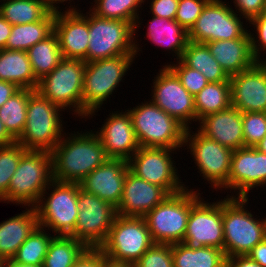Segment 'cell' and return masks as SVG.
Wrapping results in <instances>:
<instances>
[{"instance_id": "9a60e30c", "label": "cell", "mask_w": 266, "mask_h": 267, "mask_svg": "<svg viewBox=\"0 0 266 267\" xmlns=\"http://www.w3.org/2000/svg\"><path fill=\"white\" fill-rule=\"evenodd\" d=\"M180 149L140 147L128 160L129 169L137 177L162 187L169 195L185 189V184L178 173L172 153ZM175 151V152H174ZM182 181V182H181Z\"/></svg>"}, {"instance_id": "8fae6325", "label": "cell", "mask_w": 266, "mask_h": 267, "mask_svg": "<svg viewBox=\"0 0 266 267\" xmlns=\"http://www.w3.org/2000/svg\"><path fill=\"white\" fill-rule=\"evenodd\" d=\"M153 244L144 217L117 214L99 250L113 261L134 264Z\"/></svg>"}, {"instance_id": "7c38bea8", "label": "cell", "mask_w": 266, "mask_h": 267, "mask_svg": "<svg viewBox=\"0 0 266 267\" xmlns=\"http://www.w3.org/2000/svg\"><path fill=\"white\" fill-rule=\"evenodd\" d=\"M191 210V188L169 195L145 216L152 241L155 244L182 243Z\"/></svg>"}, {"instance_id": "ac0fdd59", "label": "cell", "mask_w": 266, "mask_h": 267, "mask_svg": "<svg viewBox=\"0 0 266 267\" xmlns=\"http://www.w3.org/2000/svg\"><path fill=\"white\" fill-rule=\"evenodd\" d=\"M266 187V154L255 147L233 150L228 178L231 197H250L249 192ZM235 194V195H234Z\"/></svg>"}, {"instance_id": "681fc988", "label": "cell", "mask_w": 266, "mask_h": 267, "mask_svg": "<svg viewBox=\"0 0 266 267\" xmlns=\"http://www.w3.org/2000/svg\"><path fill=\"white\" fill-rule=\"evenodd\" d=\"M227 267H262L259 263L253 261L248 255H238L228 258Z\"/></svg>"}, {"instance_id": "277c9868", "label": "cell", "mask_w": 266, "mask_h": 267, "mask_svg": "<svg viewBox=\"0 0 266 267\" xmlns=\"http://www.w3.org/2000/svg\"><path fill=\"white\" fill-rule=\"evenodd\" d=\"M53 180L52 154L49 151L28 150L20 159L8 192L0 200L22 207H35L42 192Z\"/></svg>"}, {"instance_id": "f6af8a7d", "label": "cell", "mask_w": 266, "mask_h": 267, "mask_svg": "<svg viewBox=\"0 0 266 267\" xmlns=\"http://www.w3.org/2000/svg\"><path fill=\"white\" fill-rule=\"evenodd\" d=\"M234 11L243 17L246 23L265 12L266 0H233Z\"/></svg>"}, {"instance_id": "74e56055", "label": "cell", "mask_w": 266, "mask_h": 267, "mask_svg": "<svg viewBox=\"0 0 266 267\" xmlns=\"http://www.w3.org/2000/svg\"><path fill=\"white\" fill-rule=\"evenodd\" d=\"M47 232L46 229L38 226L18 248L10 261L20 265H43L50 241L54 237Z\"/></svg>"}, {"instance_id": "816d5d0a", "label": "cell", "mask_w": 266, "mask_h": 267, "mask_svg": "<svg viewBox=\"0 0 266 267\" xmlns=\"http://www.w3.org/2000/svg\"><path fill=\"white\" fill-rule=\"evenodd\" d=\"M12 25L0 15V50L5 49Z\"/></svg>"}, {"instance_id": "83f0119b", "label": "cell", "mask_w": 266, "mask_h": 267, "mask_svg": "<svg viewBox=\"0 0 266 267\" xmlns=\"http://www.w3.org/2000/svg\"><path fill=\"white\" fill-rule=\"evenodd\" d=\"M0 80L13 83L20 89H37L39 81L35 78L27 51L0 50Z\"/></svg>"}, {"instance_id": "603a6c76", "label": "cell", "mask_w": 266, "mask_h": 267, "mask_svg": "<svg viewBox=\"0 0 266 267\" xmlns=\"http://www.w3.org/2000/svg\"><path fill=\"white\" fill-rule=\"evenodd\" d=\"M168 196L169 194L162 187L137 177L129 170L116 213L126 217H144Z\"/></svg>"}, {"instance_id": "ba28073f", "label": "cell", "mask_w": 266, "mask_h": 267, "mask_svg": "<svg viewBox=\"0 0 266 267\" xmlns=\"http://www.w3.org/2000/svg\"><path fill=\"white\" fill-rule=\"evenodd\" d=\"M89 44L87 63L119 55H140L141 45L130 22L101 18L88 10ZM141 49V50H140Z\"/></svg>"}, {"instance_id": "f5cc1de1", "label": "cell", "mask_w": 266, "mask_h": 267, "mask_svg": "<svg viewBox=\"0 0 266 267\" xmlns=\"http://www.w3.org/2000/svg\"><path fill=\"white\" fill-rule=\"evenodd\" d=\"M16 140L8 133L4 123L0 119V147L15 143Z\"/></svg>"}, {"instance_id": "680465c9", "label": "cell", "mask_w": 266, "mask_h": 267, "mask_svg": "<svg viewBox=\"0 0 266 267\" xmlns=\"http://www.w3.org/2000/svg\"><path fill=\"white\" fill-rule=\"evenodd\" d=\"M0 267H7V261H4L2 264H0Z\"/></svg>"}, {"instance_id": "11a10c76", "label": "cell", "mask_w": 266, "mask_h": 267, "mask_svg": "<svg viewBox=\"0 0 266 267\" xmlns=\"http://www.w3.org/2000/svg\"><path fill=\"white\" fill-rule=\"evenodd\" d=\"M102 267H135L130 262L113 261L102 254Z\"/></svg>"}, {"instance_id": "8d00e7d4", "label": "cell", "mask_w": 266, "mask_h": 267, "mask_svg": "<svg viewBox=\"0 0 266 267\" xmlns=\"http://www.w3.org/2000/svg\"><path fill=\"white\" fill-rule=\"evenodd\" d=\"M88 248L74 237L54 236L50 241L43 267H72Z\"/></svg>"}, {"instance_id": "9c48e42d", "label": "cell", "mask_w": 266, "mask_h": 267, "mask_svg": "<svg viewBox=\"0 0 266 267\" xmlns=\"http://www.w3.org/2000/svg\"><path fill=\"white\" fill-rule=\"evenodd\" d=\"M85 67L84 60L63 58L38 82L36 91L60 108L71 110L72 115L81 119Z\"/></svg>"}, {"instance_id": "4dcf8cb0", "label": "cell", "mask_w": 266, "mask_h": 267, "mask_svg": "<svg viewBox=\"0 0 266 267\" xmlns=\"http://www.w3.org/2000/svg\"><path fill=\"white\" fill-rule=\"evenodd\" d=\"M174 267H227L228 259L221 250L212 246L192 250L183 243L172 244Z\"/></svg>"}, {"instance_id": "6da1fadb", "label": "cell", "mask_w": 266, "mask_h": 267, "mask_svg": "<svg viewBox=\"0 0 266 267\" xmlns=\"http://www.w3.org/2000/svg\"><path fill=\"white\" fill-rule=\"evenodd\" d=\"M51 154L53 180L64 183L80 184L109 159L100 138L91 129L80 133L65 132Z\"/></svg>"}, {"instance_id": "7a4b0ae2", "label": "cell", "mask_w": 266, "mask_h": 267, "mask_svg": "<svg viewBox=\"0 0 266 267\" xmlns=\"http://www.w3.org/2000/svg\"><path fill=\"white\" fill-rule=\"evenodd\" d=\"M136 59L135 55H119L86 63L83 91L82 118L89 119L102 110V105L124 82V76Z\"/></svg>"}, {"instance_id": "836d02e7", "label": "cell", "mask_w": 266, "mask_h": 267, "mask_svg": "<svg viewBox=\"0 0 266 267\" xmlns=\"http://www.w3.org/2000/svg\"><path fill=\"white\" fill-rule=\"evenodd\" d=\"M35 78L40 81L63 59L57 35L53 32L45 40L27 50Z\"/></svg>"}, {"instance_id": "2e32d148", "label": "cell", "mask_w": 266, "mask_h": 267, "mask_svg": "<svg viewBox=\"0 0 266 267\" xmlns=\"http://www.w3.org/2000/svg\"><path fill=\"white\" fill-rule=\"evenodd\" d=\"M78 216L70 237L82 242L88 249H99L112 227L116 208L96 195L79 190Z\"/></svg>"}, {"instance_id": "d6a6232c", "label": "cell", "mask_w": 266, "mask_h": 267, "mask_svg": "<svg viewBox=\"0 0 266 267\" xmlns=\"http://www.w3.org/2000/svg\"><path fill=\"white\" fill-rule=\"evenodd\" d=\"M0 15L11 25L42 20L51 10L47 0H0Z\"/></svg>"}, {"instance_id": "ab89813d", "label": "cell", "mask_w": 266, "mask_h": 267, "mask_svg": "<svg viewBox=\"0 0 266 267\" xmlns=\"http://www.w3.org/2000/svg\"><path fill=\"white\" fill-rule=\"evenodd\" d=\"M244 147H255L266 135V112H243Z\"/></svg>"}, {"instance_id": "8992f818", "label": "cell", "mask_w": 266, "mask_h": 267, "mask_svg": "<svg viewBox=\"0 0 266 267\" xmlns=\"http://www.w3.org/2000/svg\"><path fill=\"white\" fill-rule=\"evenodd\" d=\"M62 111L35 91L28 98L26 124L16 142L26 150L51 152L65 134Z\"/></svg>"}, {"instance_id": "7402d4cb", "label": "cell", "mask_w": 266, "mask_h": 267, "mask_svg": "<svg viewBox=\"0 0 266 267\" xmlns=\"http://www.w3.org/2000/svg\"><path fill=\"white\" fill-rule=\"evenodd\" d=\"M129 170L127 160L109 158L84 178L80 183L81 189L96 195L117 208L122 198L125 177Z\"/></svg>"}, {"instance_id": "3957f363", "label": "cell", "mask_w": 266, "mask_h": 267, "mask_svg": "<svg viewBox=\"0 0 266 267\" xmlns=\"http://www.w3.org/2000/svg\"><path fill=\"white\" fill-rule=\"evenodd\" d=\"M248 198L226 196L223 199L224 253L227 259L247 255L266 238V215L264 219L255 217L247 208Z\"/></svg>"}, {"instance_id": "4316f807", "label": "cell", "mask_w": 266, "mask_h": 267, "mask_svg": "<svg viewBox=\"0 0 266 267\" xmlns=\"http://www.w3.org/2000/svg\"><path fill=\"white\" fill-rule=\"evenodd\" d=\"M151 17L152 19L148 22L147 33H145L147 39L157 45V47H164V50L169 51V54L172 53V56L176 57L174 58L175 61L180 60L189 41L188 31L175 19Z\"/></svg>"}, {"instance_id": "cb8c5ba5", "label": "cell", "mask_w": 266, "mask_h": 267, "mask_svg": "<svg viewBox=\"0 0 266 267\" xmlns=\"http://www.w3.org/2000/svg\"><path fill=\"white\" fill-rule=\"evenodd\" d=\"M198 130L206 137L232 150L244 147L242 112L232 105L207 115L198 122Z\"/></svg>"}, {"instance_id": "d590c367", "label": "cell", "mask_w": 266, "mask_h": 267, "mask_svg": "<svg viewBox=\"0 0 266 267\" xmlns=\"http://www.w3.org/2000/svg\"><path fill=\"white\" fill-rule=\"evenodd\" d=\"M36 90L19 89L0 107V119L8 133L17 140L24 130L28 98Z\"/></svg>"}, {"instance_id": "ffe728a7", "label": "cell", "mask_w": 266, "mask_h": 267, "mask_svg": "<svg viewBox=\"0 0 266 267\" xmlns=\"http://www.w3.org/2000/svg\"><path fill=\"white\" fill-rule=\"evenodd\" d=\"M54 33L59 40L62 57L65 59H81L87 63L89 44L88 11L55 12Z\"/></svg>"}, {"instance_id": "60d3db41", "label": "cell", "mask_w": 266, "mask_h": 267, "mask_svg": "<svg viewBox=\"0 0 266 267\" xmlns=\"http://www.w3.org/2000/svg\"><path fill=\"white\" fill-rule=\"evenodd\" d=\"M166 63L179 78L181 84L193 96L198 94L209 83L201 72L187 67L181 60L171 64Z\"/></svg>"}, {"instance_id": "7bdbcfd3", "label": "cell", "mask_w": 266, "mask_h": 267, "mask_svg": "<svg viewBox=\"0 0 266 267\" xmlns=\"http://www.w3.org/2000/svg\"><path fill=\"white\" fill-rule=\"evenodd\" d=\"M248 22L247 24L253 25L254 28L253 33L248 31L253 57L257 62H266V13L263 12L261 15L252 18Z\"/></svg>"}, {"instance_id": "1f68e13d", "label": "cell", "mask_w": 266, "mask_h": 267, "mask_svg": "<svg viewBox=\"0 0 266 267\" xmlns=\"http://www.w3.org/2000/svg\"><path fill=\"white\" fill-rule=\"evenodd\" d=\"M196 122L207 115L220 112L231 106L230 79L210 82L194 96Z\"/></svg>"}, {"instance_id": "f1b7e54d", "label": "cell", "mask_w": 266, "mask_h": 267, "mask_svg": "<svg viewBox=\"0 0 266 267\" xmlns=\"http://www.w3.org/2000/svg\"><path fill=\"white\" fill-rule=\"evenodd\" d=\"M55 12L50 11L38 22L12 25L5 49L27 51L54 32Z\"/></svg>"}, {"instance_id": "bcb514c9", "label": "cell", "mask_w": 266, "mask_h": 267, "mask_svg": "<svg viewBox=\"0 0 266 267\" xmlns=\"http://www.w3.org/2000/svg\"><path fill=\"white\" fill-rule=\"evenodd\" d=\"M179 0H150L151 16L173 20L176 16Z\"/></svg>"}, {"instance_id": "f907efd6", "label": "cell", "mask_w": 266, "mask_h": 267, "mask_svg": "<svg viewBox=\"0 0 266 267\" xmlns=\"http://www.w3.org/2000/svg\"><path fill=\"white\" fill-rule=\"evenodd\" d=\"M19 89L13 83L0 80V107Z\"/></svg>"}, {"instance_id": "db71d44e", "label": "cell", "mask_w": 266, "mask_h": 267, "mask_svg": "<svg viewBox=\"0 0 266 267\" xmlns=\"http://www.w3.org/2000/svg\"><path fill=\"white\" fill-rule=\"evenodd\" d=\"M67 1H70V2H68V5L70 4V6H69V8L66 9V11H76V9H77V11L80 10V9L75 7V3H73L74 6H72L73 4H71V2L72 1L74 2V0H72V1L71 0H47V3L49 6V9L51 11L58 12V11H62V9L59 8L60 3L61 4H63L64 2L67 3ZM56 4H58V5H56Z\"/></svg>"}, {"instance_id": "d6986e66", "label": "cell", "mask_w": 266, "mask_h": 267, "mask_svg": "<svg viewBox=\"0 0 266 267\" xmlns=\"http://www.w3.org/2000/svg\"><path fill=\"white\" fill-rule=\"evenodd\" d=\"M231 105L243 112H266V62L230 77Z\"/></svg>"}, {"instance_id": "e575fe53", "label": "cell", "mask_w": 266, "mask_h": 267, "mask_svg": "<svg viewBox=\"0 0 266 267\" xmlns=\"http://www.w3.org/2000/svg\"><path fill=\"white\" fill-rule=\"evenodd\" d=\"M148 1V0H147ZM145 0H94L89 10L101 18L116 19L130 22L134 25V35L142 25L139 15ZM141 7V8H140ZM137 31V32H136Z\"/></svg>"}, {"instance_id": "44dd1931", "label": "cell", "mask_w": 266, "mask_h": 267, "mask_svg": "<svg viewBox=\"0 0 266 267\" xmlns=\"http://www.w3.org/2000/svg\"><path fill=\"white\" fill-rule=\"evenodd\" d=\"M94 131L109 158L129 160L140 148L128 110L112 111Z\"/></svg>"}, {"instance_id": "5bb4252c", "label": "cell", "mask_w": 266, "mask_h": 267, "mask_svg": "<svg viewBox=\"0 0 266 267\" xmlns=\"http://www.w3.org/2000/svg\"><path fill=\"white\" fill-rule=\"evenodd\" d=\"M226 0H209L188 31V40L195 43H209L217 40H233L244 38L251 25L243 23V17L228 5ZM242 19V20H241ZM243 24H246L243 25ZM246 27V28H245Z\"/></svg>"}, {"instance_id": "c3c4849f", "label": "cell", "mask_w": 266, "mask_h": 267, "mask_svg": "<svg viewBox=\"0 0 266 267\" xmlns=\"http://www.w3.org/2000/svg\"><path fill=\"white\" fill-rule=\"evenodd\" d=\"M247 255L262 267H266V238L252 248Z\"/></svg>"}, {"instance_id": "d4e9b609", "label": "cell", "mask_w": 266, "mask_h": 267, "mask_svg": "<svg viewBox=\"0 0 266 267\" xmlns=\"http://www.w3.org/2000/svg\"><path fill=\"white\" fill-rule=\"evenodd\" d=\"M205 44L229 77L251 68L257 62L252 54L249 33L244 38Z\"/></svg>"}, {"instance_id": "e0dca14e", "label": "cell", "mask_w": 266, "mask_h": 267, "mask_svg": "<svg viewBox=\"0 0 266 267\" xmlns=\"http://www.w3.org/2000/svg\"><path fill=\"white\" fill-rule=\"evenodd\" d=\"M153 80L150 100L186 129L193 128L190 126L196 122L194 96L181 84L176 74L167 64L162 65Z\"/></svg>"}, {"instance_id": "7dc6e473", "label": "cell", "mask_w": 266, "mask_h": 267, "mask_svg": "<svg viewBox=\"0 0 266 267\" xmlns=\"http://www.w3.org/2000/svg\"><path fill=\"white\" fill-rule=\"evenodd\" d=\"M72 267H102V252L99 249H87Z\"/></svg>"}, {"instance_id": "52a82bcc", "label": "cell", "mask_w": 266, "mask_h": 267, "mask_svg": "<svg viewBox=\"0 0 266 267\" xmlns=\"http://www.w3.org/2000/svg\"><path fill=\"white\" fill-rule=\"evenodd\" d=\"M80 189L78 183L52 180L35 206L39 227L47 228L46 230L52 231L54 236H70L77 223Z\"/></svg>"}, {"instance_id": "4fadbf2b", "label": "cell", "mask_w": 266, "mask_h": 267, "mask_svg": "<svg viewBox=\"0 0 266 267\" xmlns=\"http://www.w3.org/2000/svg\"><path fill=\"white\" fill-rule=\"evenodd\" d=\"M186 129L184 147L190 150L195 167L215 191L228 190V178L233 150L206 137L198 129ZM192 133V134H191ZM206 179V180H205Z\"/></svg>"}, {"instance_id": "6f0895ef", "label": "cell", "mask_w": 266, "mask_h": 267, "mask_svg": "<svg viewBox=\"0 0 266 267\" xmlns=\"http://www.w3.org/2000/svg\"><path fill=\"white\" fill-rule=\"evenodd\" d=\"M7 267H43L42 265H20L14 264L12 261H7Z\"/></svg>"}, {"instance_id": "f546056e", "label": "cell", "mask_w": 266, "mask_h": 267, "mask_svg": "<svg viewBox=\"0 0 266 267\" xmlns=\"http://www.w3.org/2000/svg\"><path fill=\"white\" fill-rule=\"evenodd\" d=\"M180 60L187 67L201 72L209 83L230 79L204 43L188 41Z\"/></svg>"}, {"instance_id": "484cf974", "label": "cell", "mask_w": 266, "mask_h": 267, "mask_svg": "<svg viewBox=\"0 0 266 267\" xmlns=\"http://www.w3.org/2000/svg\"><path fill=\"white\" fill-rule=\"evenodd\" d=\"M38 226V214L35 207H26L22 213L2 221L0 223V258L3 261H10L18 248Z\"/></svg>"}, {"instance_id": "30bf717a", "label": "cell", "mask_w": 266, "mask_h": 267, "mask_svg": "<svg viewBox=\"0 0 266 267\" xmlns=\"http://www.w3.org/2000/svg\"><path fill=\"white\" fill-rule=\"evenodd\" d=\"M198 191L191 188V210L182 243L192 250L204 246L224 250L223 199L204 201L203 192Z\"/></svg>"}, {"instance_id": "5b68a950", "label": "cell", "mask_w": 266, "mask_h": 267, "mask_svg": "<svg viewBox=\"0 0 266 267\" xmlns=\"http://www.w3.org/2000/svg\"><path fill=\"white\" fill-rule=\"evenodd\" d=\"M127 110L140 147H184L186 128L150 99Z\"/></svg>"}, {"instance_id": "ee69618b", "label": "cell", "mask_w": 266, "mask_h": 267, "mask_svg": "<svg viewBox=\"0 0 266 267\" xmlns=\"http://www.w3.org/2000/svg\"><path fill=\"white\" fill-rule=\"evenodd\" d=\"M209 0H179L175 20L187 31L195 24Z\"/></svg>"}, {"instance_id": "f35d334b", "label": "cell", "mask_w": 266, "mask_h": 267, "mask_svg": "<svg viewBox=\"0 0 266 267\" xmlns=\"http://www.w3.org/2000/svg\"><path fill=\"white\" fill-rule=\"evenodd\" d=\"M27 151L18 142L0 147V200L8 192L10 180L18 167L21 157Z\"/></svg>"}, {"instance_id": "9f6ffc18", "label": "cell", "mask_w": 266, "mask_h": 267, "mask_svg": "<svg viewBox=\"0 0 266 267\" xmlns=\"http://www.w3.org/2000/svg\"><path fill=\"white\" fill-rule=\"evenodd\" d=\"M256 149L266 154V135L265 137L255 146Z\"/></svg>"}, {"instance_id": "b9f144b4", "label": "cell", "mask_w": 266, "mask_h": 267, "mask_svg": "<svg viewBox=\"0 0 266 267\" xmlns=\"http://www.w3.org/2000/svg\"><path fill=\"white\" fill-rule=\"evenodd\" d=\"M135 267H174L171 244H153L135 263Z\"/></svg>"}]
</instances>
